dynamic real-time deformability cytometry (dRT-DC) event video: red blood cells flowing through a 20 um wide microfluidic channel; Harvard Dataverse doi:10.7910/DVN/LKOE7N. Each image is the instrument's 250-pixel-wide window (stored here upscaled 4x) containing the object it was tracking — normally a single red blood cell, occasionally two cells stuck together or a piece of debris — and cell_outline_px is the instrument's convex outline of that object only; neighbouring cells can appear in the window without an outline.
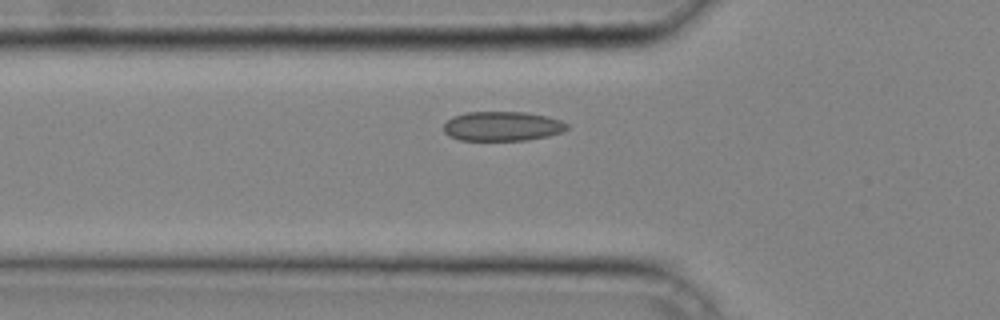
{"species": "common noctule bat (a hibernating species)", "species_latin": "Nyctalus noctula", "temperature_condition": "cold", "stored_images_in_passage": 32, "camera_frame_rate_fps": 3000, "um_per_image_px": 0.085, "animal": {"sex": "male", "body_mass_g": 20.4}, "frame": {"image": 1, "passage_image": 10, "time_ms": 3.0, "image_size_px": [1000, 320], "cell_outline_px": [[568, 128], [564, 132], [548, 136], [528, 140], [460, 140], [448, 136], [444, 132], [444, 124], [452, 116], [468, 112], [524, 112], [548, 116], [560, 120], [568, 124]], "centroid_in_image_um": [42.71, 10.73], "position_along_channel_um": 83.1, "area_um2": 21.33}}
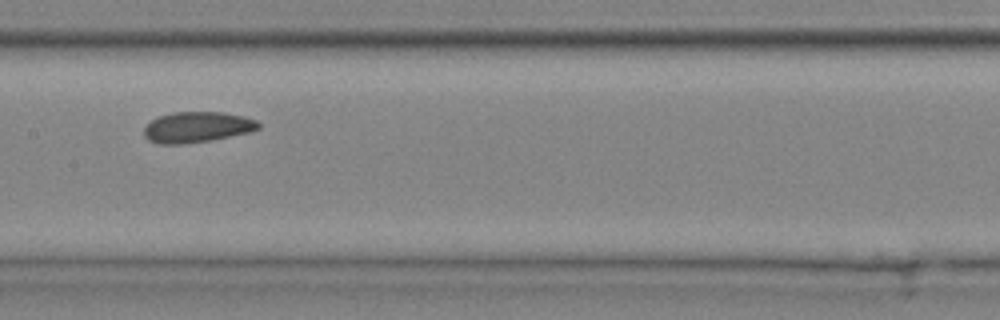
{"frame": {"image": 2, "passage_image": 17, "time_ms": 5.333, "image_size_px": [1000, 320], "cell_outline_px": [[260, 128], [248, 132], [212, 140], [184, 144], [160, 144], [148, 140], [144, 136], [144, 128], [152, 120], [160, 116], [176, 112], [224, 112], [256, 120], [260, 124]], "centroid_in_image_um": [16.74, 10.81], "position_along_channel_um": 190.7, "area_um2": 20.29}}
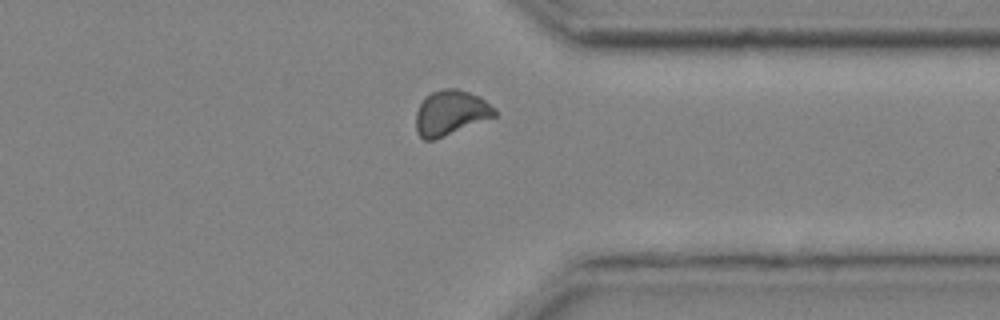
{"frame": {"image": 3, "passage_image": 29, "time_ms": 9.333, "image_size_px": [1000, 320], "cell_outline_px": [[496, 116], [436, 140], [424, 140], [416, 132], [416, 112], [424, 96], [432, 92], [444, 88], [456, 88], [480, 96], [496, 108]], "centroid_in_image_um": [38.3, 9.59], "position_along_channel_um": 373.1, "area_um2": 20.87}}